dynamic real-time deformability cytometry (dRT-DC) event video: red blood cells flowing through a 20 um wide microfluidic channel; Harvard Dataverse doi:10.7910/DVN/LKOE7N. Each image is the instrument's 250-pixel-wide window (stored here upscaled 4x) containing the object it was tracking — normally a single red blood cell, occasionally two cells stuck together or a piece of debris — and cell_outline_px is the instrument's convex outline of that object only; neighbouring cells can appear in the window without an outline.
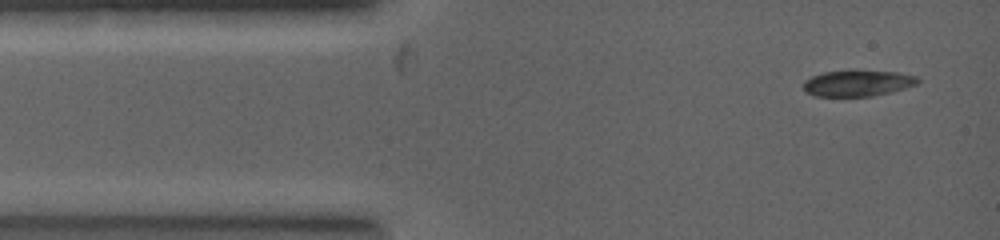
{"species": "common noctule bat (a hibernating species)", "species_latin": "Nyctalus noctula", "temperature_condition": "warm", "stored_images_in_passage": 11, "camera_frame_rate_fps": 5000, "um_per_image_px": 0.085, "animal": {"sex": "female", "body_mass_g": 19.0, "forearm_length_mm": 53.3}, "frame": {"image": 1, "passage_image": 1, "time_ms": 0.0, "image_size_px": [1000, 240], "cell_outline_px": [[920, 80], [916, 84], [904, 88], [872, 96], [816, 96], [808, 92], [804, 88], [804, 80], [812, 76], [824, 72], [896, 72], [916, 76]], "centroid_in_image_um": [72.89, 7.09], "position_along_channel_um": 12.1, "area_um2": 16.65}}
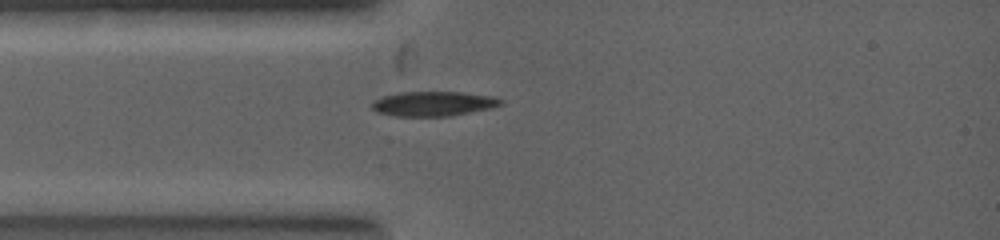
{"frame": {"image": 2, "passage_image": 5, "time_ms": 1.4, "image_size_px": [1000, 240], "cell_outline_px": [[504, 104], [492, 108], [452, 116], [396, 116], [376, 112], [372, 108], [372, 100], [384, 96], [400, 92], [460, 92], [492, 96], [504, 100]], "centroid_in_image_um": [36.86, 8.82], "position_along_channel_um": 48.1, "area_um2": 18.67}}